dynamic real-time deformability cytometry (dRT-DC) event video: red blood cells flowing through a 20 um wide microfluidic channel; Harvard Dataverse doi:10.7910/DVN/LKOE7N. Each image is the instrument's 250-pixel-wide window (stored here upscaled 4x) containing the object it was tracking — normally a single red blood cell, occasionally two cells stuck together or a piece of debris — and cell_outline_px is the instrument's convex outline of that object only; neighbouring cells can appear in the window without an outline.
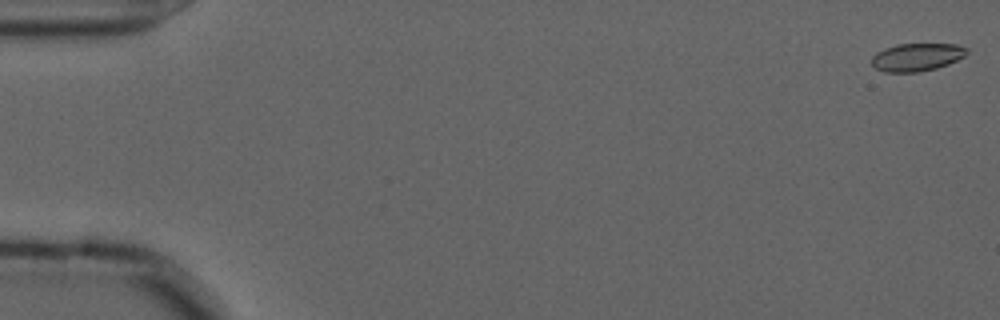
{"species": "common noctule bat (a hibernating species)", "species_latin": "Nyctalus noctula", "temperature_condition": "cold", "stored_images_in_passage": 57, "camera_frame_rate_fps": 3000, "um_per_image_px": 0.085, "animal": {"sex": "male", "forearm_length_mm": 52.5}, "frame": {"image": 1, "passage_image": 1, "time_ms": 0.0, "image_size_px": [1000, 320], "cell_outline_px": [[968, 52], [964, 56], [948, 64], [936, 68], [920, 72], [884, 72], [876, 68], [872, 64], [872, 56], [876, 52], [884, 48], [896, 44], [956, 44], [968, 48]], "centroid_in_image_um": [77.92, 4.85], "position_along_channel_um": 7.1, "area_um2": 15.49}}
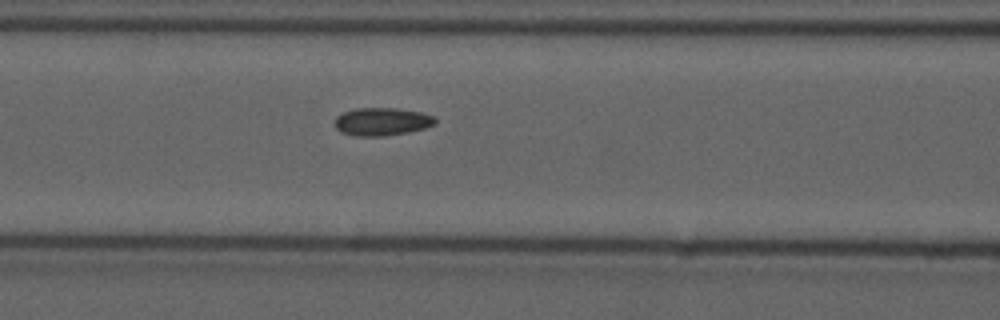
{"frame": {"image": 2, "passage_image": 24, "time_ms": 7.667, "image_size_px": [1000, 320], "cell_outline_px": [[436, 124], [424, 128], [408, 132], [384, 136], [356, 136], [340, 132], [336, 128], [336, 116], [344, 112], [356, 108], [396, 108], [420, 112], [432, 116], [436, 120]], "centroid_in_image_um": [32.45, 10.34], "position_along_channel_um": 134.1, "area_um2": 16.24}}
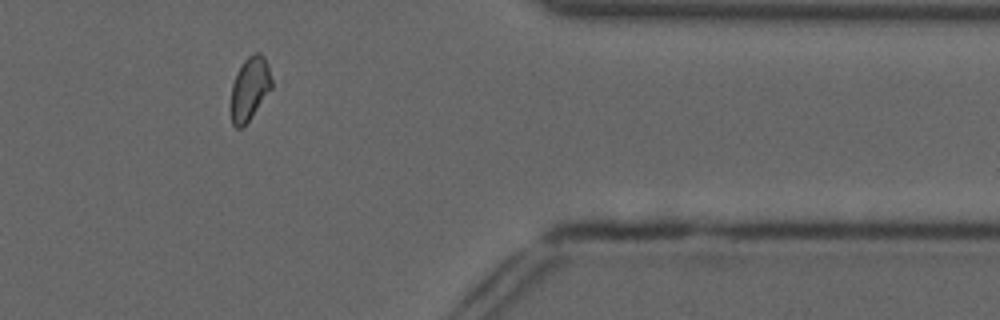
{"frame": {"image": 3, "passage_image": 47, "time_ms": 15.333, "image_size_px": [1000, 320], "cell_outline_px": [[272, 88], [248, 120], [240, 128], [236, 128], [232, 124], [232, 84], [236, 72], [244, 60], [248, 56], [256, 52], [260, 52], [264, 56], [268, 64], [272, 80]], "centroid_in_image_um": [21.24, 7.47], "position_along_channel_um": 390.2, "area_um2": 14.8}, "authors_computed_cell_mechanics": {"area_um2": 15.7216, "velocity_mm_per_s": 3.6169, "shape_relaxation_time_tau1_ms": 4.7843, "shape_relaxation_time_tau2_ms": 2.2523, "deformation_change_tau1": 0.1012, "deformation_change_tau2": 0.0669}}